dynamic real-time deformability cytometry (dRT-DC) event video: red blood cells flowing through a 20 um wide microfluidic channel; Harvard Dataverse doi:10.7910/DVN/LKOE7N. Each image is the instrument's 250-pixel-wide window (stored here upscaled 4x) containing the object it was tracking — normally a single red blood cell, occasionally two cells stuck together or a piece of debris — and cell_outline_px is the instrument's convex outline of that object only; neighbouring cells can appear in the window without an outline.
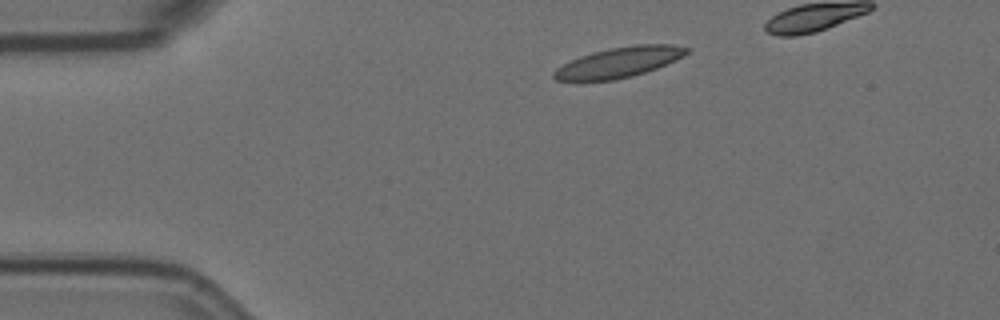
{"species": "Egyptian fruit bat (a non-hibernating species)", "species_latin": "Rousettus aegyptiacus", "temperature_condition": "room temperature", "stored_images_in_passage": 6, "segment_of_instrument_passage": [1, 2], "camera_frame_rate_fps": 3000, "um_per_image_px": 0.085, "animal": {"sex": "female"}, "frame": {"image": 1, "passage_image": 1, "time_ms": 0.0, "image_size_px": [1000, 320], "cell_outline_px": [[692, 48], [688, 52], [656, 68], [632, 76], [612, 80], [556, 80], [552, 76], [552, 72], [556, 68], [580, 56], [592, 52], [612, 48], [636, 44], [672, 44]], "centroid_in_image_um": [52.59, 5.28], "position_along_channel_um": 32.4, "area_um2": 22.95}}
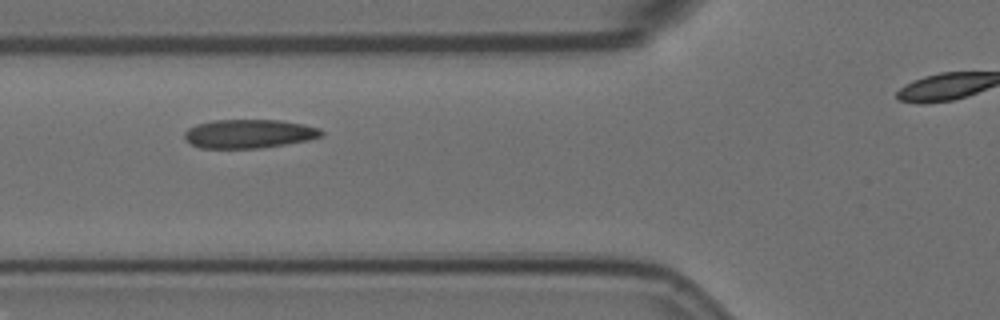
{"frame": {"image": 2, "passage_image": 4, "time_ms": 1.0, "image_size_px": [1000, 320], "cell_outline_px": [[324, 136], [308, 140], [260, 148], [200, 148], [184, 140], [184, 132], [188, 128], [196, 124], [212, 120], [280, 120], [304, 124], [320, 128], [324, 132]], "centroid_in_image_um": [21.16, 11.36], "position_along_channel_um": 104.6, "area_um2": 23.12}}
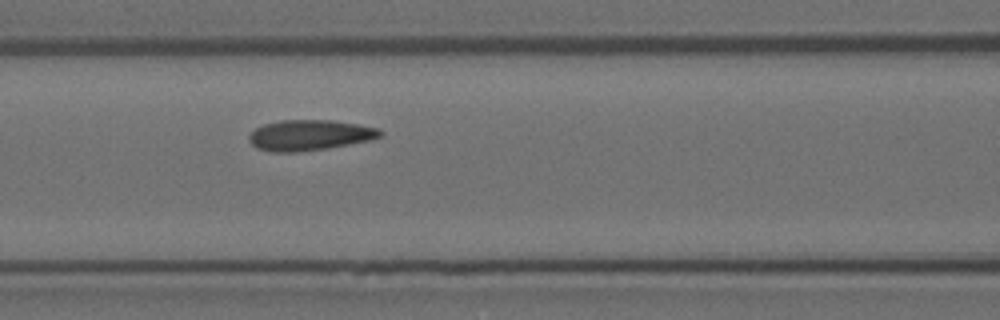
{"frame": {"image": 3, "passage_image": 5, "time_ms": 1.333, "image_size_px": [1000, 320], "cell_outline_px": [[384, 136], [372, 140], [324, 148], [296, 152], [272, 152], [256, 148], [248, 140], [248, 136], [256, 128], [264, 124], [280, 120], [332, 120], [360, 124], [380, 128], [384, 132]], "centroid_in_image_um": [26.36, 11.48], "position_along_channel_um": 140.2, "area_um2": 23.52}}